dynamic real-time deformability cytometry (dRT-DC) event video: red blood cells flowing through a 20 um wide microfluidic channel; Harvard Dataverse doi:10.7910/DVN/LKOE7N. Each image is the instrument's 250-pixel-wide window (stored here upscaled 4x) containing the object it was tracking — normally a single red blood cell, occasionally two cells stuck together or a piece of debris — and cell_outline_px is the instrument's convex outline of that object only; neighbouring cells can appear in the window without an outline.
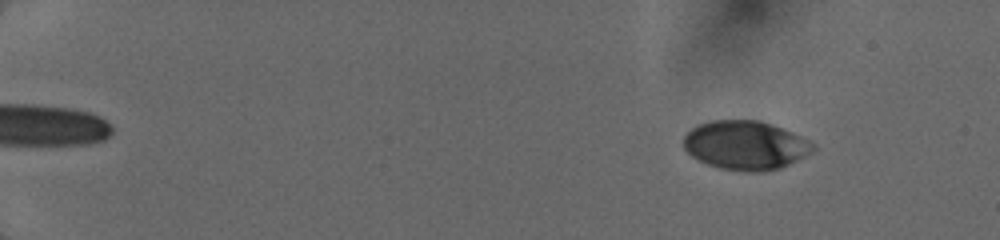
{"species": "human", "species_latin": "Homo sapiens", "temperature_condition": "cold", "stored_images_in_passage": 45, "camera_frame_rate_fps": 3000, "um_per_image_px": 0.085, "donor": {"sex": "female"}, "frame": {"image": 1, "passage_image": 4, "time_ms": 2.0, "image_size_px": [1000, 240], "cell_outline_px": [[816, 148], [804, 156], [780, 168], [760, 172], [744, 172], [720, 168], [708, 164], [692, 156], [684, 148], [684, 136], [692, 128], [700, 124], [712, 120], [760, 120], [772, 124], [792, 132], [808, 140]], "centroid_in_image_um": [63.35, 12.34], "position_along_channel_um": 21.6, "area_um2": 36.65}}
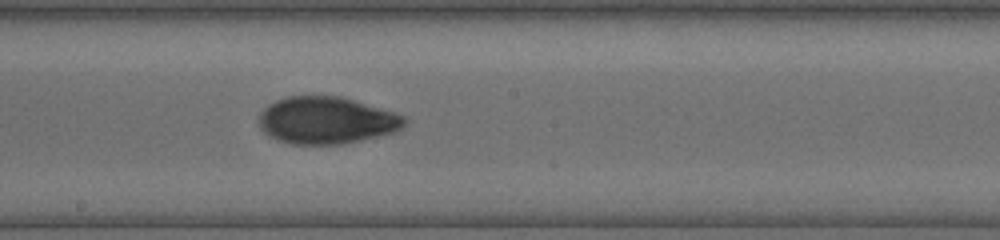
{"frame": {"image": 2, "passage_image": 21, "time_ms": 10.333, "image_size_px": [1000, 240], "cell_outline_px": [[408, 120], [404, 128], [396, 132], [344, 144], [292, 144], [276, 140], [268, 136], [260, 128], [260, 112], [268, 104], [276, 100], [288, 96], [340, 96], [392, 112], [404, 116]], "centroid_in_image_um": [27.75, 10.24], "position_along_channel_um": 220.5, "area_um2": 40.0}}
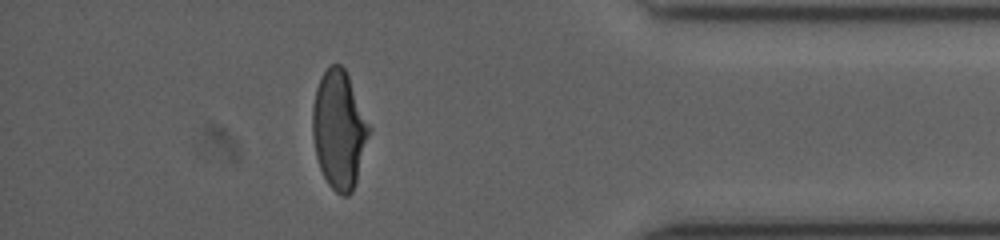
{"frame": {"image": 3, "passage_image": 39, "time_ms": 15.333, "image_size_px": [1000, 240], "cell_outline_px": [[372, 128], [356, 180], [352, 192], [348, 196], [344, 196], [336, 192], [328, 184], [320, 168], [316, 156], [312, 136], [312, 108], [316, 88], [320, 76], [332, 64], [340, 64], [344, 68], [348, 76]], "centroid_in_image_um": [28.82, 11.02], "position_along_channel_um": 406.4, "area_um2": 38.96}}